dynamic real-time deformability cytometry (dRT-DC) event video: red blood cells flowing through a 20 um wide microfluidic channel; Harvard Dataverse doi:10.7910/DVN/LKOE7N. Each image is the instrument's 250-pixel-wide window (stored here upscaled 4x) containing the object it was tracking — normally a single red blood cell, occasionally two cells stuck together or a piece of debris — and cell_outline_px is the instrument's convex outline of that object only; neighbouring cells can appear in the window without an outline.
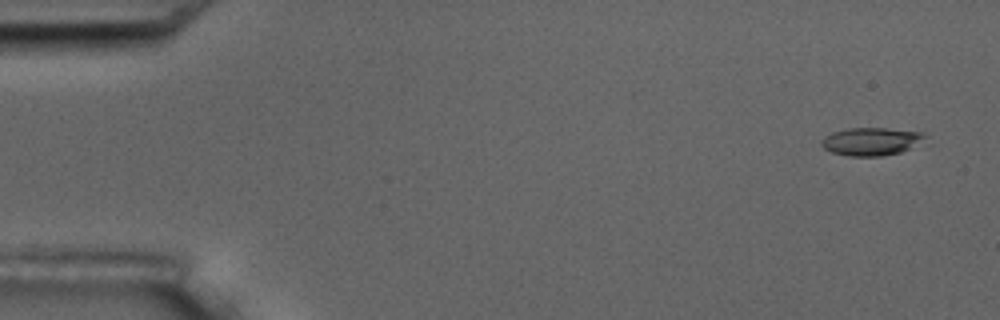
{"species": "common noctule bat (a hibernating species)", "species_latin": "Nyctalus noctula", "temperature_condition": "room temperature", "stored_images_in_passage": 5, "camera_frame_rate_fps": 3000, "um_per_image_px": 0.085, "animal": {"sex": "male", "body_mass_g": 17.5, "forearm_length_mm": 52.3}, "frame": {"image": 1, "passage_image": 1, "time_ms": 0.0, "image_size_px": [1000, 320], "cell_outline_px": [[928, 136], [908, 148], [900, 152], [880, 156], [848, 156], [832, 152], [824, 148], [820, 144], [824, 136], [832, 132], [848, 128], [884, 128], [924, 132]], "centroid_in_image_um": [74.0, 12.01], "position_along_channel_um": 11.0, "area_um2": 16.65}}
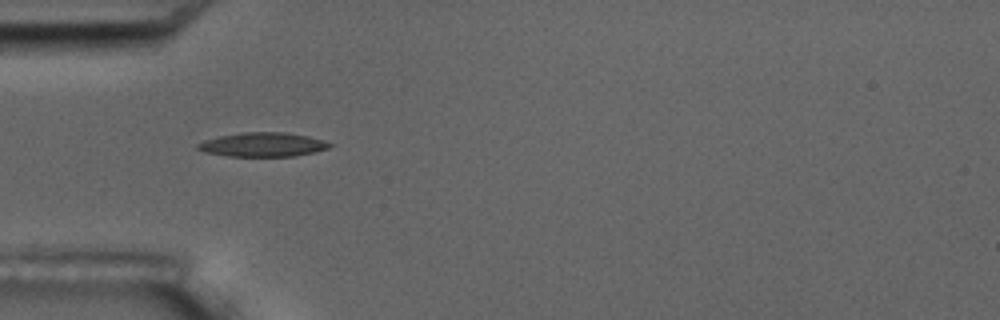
{"frame": {"image": 2, "passage_image": 4, "time_ms": 5.0, "image_size_px": [1000, 320], "cell_outline_px": [[332, 144], [328, 148], [296, 156], [228, 156], [204, 152], [196, 148], [196, 144], [204, 140], [220, 136], [244, 132], [284, 132], [308, 136]], "centroid_in_image_um": [22.28, 12.29], "position_along_channel_um": 62.7, "area_um2": 18.32}}